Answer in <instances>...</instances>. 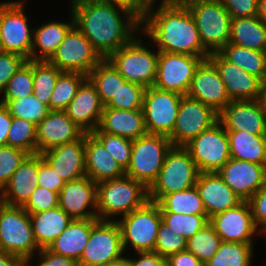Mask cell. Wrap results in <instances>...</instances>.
<instances>
[{
    "label": "cell",
    "mask_w": 266,
    "mask_h": 266,
    "mask_svg": "<svg viewBox=\"0 0 266 266\" xmlns=\"http://www.w3.org/2000/svg\"><path fill=\"white\" fill-rule=\"evenodd\" d=\"M118 8L127 17V25ZM72 15L74 25L103 59L130 43L132 33L142 24L130 10L104 0H72Z\"/></svg>",
    "instance_id": "6da1fadb"
},
{
    "label": "cell",
    "mask_w": 266,
    "mask_h": 266,
    "mask_svg": "<svg viewBox=\"0 0 266 266\" xmlns=\"http://www.w3.org/2000/svg\"><path fill=\"white\" fill-rule=\"evenodd\" d=\"M154 0L141 23L144 33L158 44V51L208 57V52L200 40L194 18L187 6H174L161 3L151 12Z\"/></svg>",
    "instance_id": "7a4b0ae2"
},
{
    "label": "cell",
    "mask_w": 266,
    "mask_h": 266,
    "mask_svg": "<svg viewBox=\"0 0 266 266\" xmlns=\"http://www.w3.org/2000/svg\"><path fill=\"white\" fill-rule=\"evenodd\" d=\"M148 188L124 175L97 184V218L108 221L111 215L131 213L148 201Z\"/></svg>",
    "instance_id": "3957f363"
},
{
    "label": "cell",
    "mask_w": 266,
    "mask_h": 266,
    "mask_svg": "<svg viewBox=\"0 0 266 266\" xmlns=\"http://www.w3.org/2000/svg\"><path fill=\"white\" fill-rule=\"evenodd\" d=\"M199 173L189 151L184 146H173L157 179L148 188L149 201L158 203L167 194L194 187Z\"/></svg>",
    "instance_id": "277c9868"
},
{
    "label": "cell",
    "mask_w": 266,
    "mask_h": 266,
    "mask_svg": "<svg viewBox=\"0 0 266 266\" xmlns=\"http://www.w3.org/2000/svg\"><path fill=\"white\" fill-rule=\"evenodd\" d=\"M40 250L34 238L29 213L23 207L0 204V251L15 255L28 264L34 250Z\"/></svg>",
    "instance_id": "5b68a950"
},
{
    "label": "cell",
    "mask_w": 266,
    "mask_h": 266,
    "mask_svg": "<svg viewBox=\"0 0 266 266\" xmlns=\"http://www.w3.org/2000/svg\"><path fill=\"white\" fill-rule=\"evenodd\" d=\"M172 147L170 139L164 135L146 134L133 140L131 160L125 175L149 188L157 179Z\"/></svg>",
    "instance_id": "8992f818"
},
{
    "label": "cell",
    "mask_w": 266,
    "mask_h": 266,
    "mask_svg": "<svg viewBox=\"0 0 266 266\" xmlns=\"http://www.w3.org/2000/svg\"><path fill=\"white\" fill-rule=\"evenodd\" d=\"M187 7L194 18L203 47L210 53L219 52L229 42L231 28V16L221 1L201 0Z\"/></svg>",
    "instance_id": "52a82bcc"
},
{
    "label": "cell",
    "mask_w": 266,
    "mask_h": 266,
    "mask_svg": "<svg viewBox=\"0 0 266 266\" xmlns=\"http://www.w3.org/2000/svg\"><path fill=\"white\" fill-rule=\"evenodd\" d=\"M106 59L126 81L144 88L154 85L158 52L154 54L149 51L141 44L140 39H133L130 43L111 53Z\"/></svg>",
    "instance_id": "ba28073f"
},
{
    "label": "cell",
    "mask_w": 266,
    "mask_h": 266,
    "mask_svg": "<svg viewBox=\"0 0 266 266\" xmlns=\"http://www.w3.org/2000/svg\"><path fill=\"white\" fill-rule=\"evenodd\" d=\"M161 221L159 204L149 200L116 221L120 227L123 249L130 243L136 252L154 251Z\"/></svg>",
    "instance_id": "9c48e42d"
},
{
    "label": "cell",
    "mask_w": 266,
    "mask_h": 266,
    "mask_svg": "<svg viewBox=\"0 0 266 266\" xmlns=\"http://www.w3.org/2000/svg\"><path fill=\"white\" fill-rule=\"evenodd\" d=\"M184 147L189 151L200 173L218 172L231 158L229 139L219 121Z\"/></svg>",
    "instance_id": "30bf717a"
},
{
    "label": "cell",
    "mask_w": 266,
    "mask_h": 266,
    "mask_svg": "<svg viewBox=\"0 0 266 266\" xmlns=\"http://www.w3.org/2000/svg\"><path fill=\"white\" fill-rule=\"evenodd\" d=\"M205 59L208 57L158 51L153 86L159 90L187 95L194 73Z\"/></svg>",
    "instance_id": "8fae6325"
},
{
    "label": "cell",
    "mask_w": 266,
    "mask_h": 266,
    "mask_svg": "<svg viewBox=\"0 0 266 266\" xmlns=\"http://www.w3.org/2000/svg\"><path fill=\"white\" fill-rule=\"evenodd\" d=\"M102 60L89 40L74 25L48 62L62 72H77L88 76Z\"/></svg>",
    "instance_id": "7c38bea8"
},
{
    "label": "cell",
    "mask_w": 266,
    "mask_h": 266,
    "mask_svg": "<svg viewBox=\"0 0 266 266\" xmlns=\"http://www.w3.org/2000/svg\"><path fill=\"white\" fill-rule=\"evenodd\" d=\"M182 95L163 91L151 86L145 89L143 113L148 134H172L176 123Z\"/></svg>",
    "instance_id": "4fadbf2b"
},
{
    "label": "cell",
    "mask_w": 266,
    "mask_h": 266,
    "mask_svg": "<svg viewBox=\"0 0 266 266\" xmlns=\"http://www.w3.org/2000/svg\"><path fill=\"white\" fill-rule=\"evenodd\" d=\"M121 231L116 221L99 220L91 229L90 238L77 262L78 266H97L123 258Z\"/></svg>",
    "instance_id": "5bb4252c"
},
{
    "label": "cell",
    "mask_w": 266,
    "mask_h": 266,
    "mask_svg": "<svg viewBox=\"0 0 266 266\" xmlns=\"http://www.w3.org/2000/svg\"><path fill=\"white\" fill-rule=\"evenodd\" d=\"M23 4L6 2L0 9V51L17 53L30 60L34 30H29Z\"/></svg>",
    "instance_id": "9a60e30c"
},
{
    "label": "cell",
    "mask_w": 266,
    "mask_h": 266,
    "mask_svg": "<svg viewBox=\"0 0 266 266\" xmlns=\"http://www.w3.org/2000/svg\"><path fill=\"white\" fill-rule=\"evenodd\" d=\"M218 121V113L210 106L182 96L172 134L168 137L173 146H185L201 132Z\"/></svg>",
    "instance_id": "2e32d148"
},
{
    "label": "cell",
    "mask_w": 266,
    "mask_h": 266,
    "mask_svg": "<svg viewBox=\"0 0 266 266\" xmlns=\"http://www.w3.org/2000/svg\"><path fill=\"white\" fill-rule=\"evenodd\" d=\"M226 131L266 135V104L263 99L231 101L218 114Z\"/></svg>",
    "instance_id": "e0dca14e"
},
{
    "label": "cell",
    "mask_w": 266,
    "mask_h": 266,
    "mask_svg": "<svg viewBox=\"0 0 266 266\" xmlns=\"http://www.w3.org/2000/svg\"><path fill=\"white\" fill-rule=\"evenodd\" d=\"M208 59L217 68L231 101L258 100L264 96V82L235 64L227 61L219 52Z\"/></svg>",
    "instance_id": "ac0fdd59"
},
{
    "label": "cell",
    "mask_w": 266,
    "mask_h": 266,
    "mask_svg": "<svg viewBox=\"0 0 266 266\" xmlns=\"http://www.w3.org/2000/svg\"><path fill=\"white\" fill-rule=\"evenodd\" d=\"M187 96L210 106L218 114L231 102L217 68L209 59L197 67Z\"/></svg>",
    "instance_id": "d6986e66"
},
{
    "label": "cell",
    "mask_w": 266,
    "mask_h": 266,
    "mask_svg": "<svg viewBox=\"0 0 266 266\" xmlns=\"http://www.w3.org/2000/svg\"><path fill=\"white\" fill-rule=\"evenodd\" d=\"M242 200L248 201L266 182V165L230 158L217 172Z\"/></svg>",
    "instance_id": "ffe728a7"
},
{
    "label": "cell",
    "mask_w": 266,
    "mask_h": 266,
    "mask_svg": "<svg viewBox=\"0 0 266 266\" xmlns=\"http://www.w3.org/2000/svg\"><path fill=\"white\" fill-rule=\"evenodd\" d=\"M209 224L225 242L252 244L257 230L248 201L210 217Z\"/></svg>",
    "instance_id": "44dd1931"
},
{
    "label": "cell",
    "mask_w": 266,
    "mask_h": 266,
    "mask_svg": "<svg viewBox=\"0 0 266 266\" xmlns=\"http://www.w3.org/2000/svg\"><path fill=\"white\" fill-rule=\"evenodd\" d=\"M40 156L65 182L85 177V133L73 142L40 153Z\"/></svg>",
    "instance_id": "7402d4cb"
},
{
    "label": "cell",
    "mask_w": 266,
    "mask_h": 266,
    "mask_svg": "<svg viewBox=\"0 0 266 266\" xmlns=\"http://www.w3.org/2000/svg\"><path fill=\"white\" fill-rule=\"evenodd\" d=\"M104 107L96 87L87 77L64 111L84 133H92L99 127Z\"/></svg>",
    "instance_id": "603a6c76"
},
{
    "label": "cell",
    "mask_w": 266,
    "mask_h": 266,
    "mask_svg": "<svg viewBox=\"0 0 266 266\" xmlns=\"http://www.w3.org/2000/svg\"><path fill=\"white\" fill-rule=\"evenodd\" d=\"M83 134L64 110H50L36 126L37 153L73 142Z\"/></svg>",
    "instance_id": "cb8c5ba5"
},
{
    "label": "cell",
    "mask_w": 266,
    "mask_h": 266,
    "mask_svg": "<svg viewBox=\"0 0 266 266\" xmlns=\"http://www.w3.org/2000/svg\"><path fill=\"white\" fill-rule=\"evenodd\" d=\"M59 207L72 219L97 218V211H85L92 205L97 208V184L88 176L65 182L58 195Z\"/></svg>",
    "instance_id": "d4e9b609"
},
{
    "label": "cell",
    "mask_w": 266,
    "mask_h": 266,
    "mask_svg": "<svg viewBox=\"0 0 266 266\" xmlns=\"http://www.w3.org/2000/svg\"><path fill=\"white\" fill-rule=\"evenodd\" d=\"M195 186L208 218L242 202L217 172L199 173Z\"/></svg>",
    "instance_id": "484cf974"
},
{
    "label": "cell",
    "mask_w": 266,
    "mask_h": 266,
    "mask_svg": "<svg viewBox=\"0 0 266 266\" xmlns=\"http://www.w3.org/2000/svg\"><path fill=\"white\" fill-rule=\"evenodd\" d=\"M38 153L28 155L1 191V202L23 207L37 187Z\"/></svg>",
    "instance_id": "4316f807"
},
{
    "label": "cell",
    "mask_w": 266,
    "mask_h": 266,
    "mask_svg": "<svg viewBox=\"0 0 266 266\" xmlns=\"http://www.w3.org/2000/svg\"><path fill=\"white\" fill-rule=\"evenodd\" d=\"M85 170L86 176L96 184L125 175V171L92 133H85Z\"/></svg>",
    "instance_id": "83f0119b"
},
{
    "label": "cell",
    "mask_w": 266,
    "mask_h": 266,
    "mask_svg": "<svg viewBox=\"0 0 266 266\" xmlns=\"http://www.w3.org/2000/svg\"><path fill=\"white\" fill-rule=\"evenodd\" d=\"M102 132L135 140L147 133L143 109L120 110L104 107L98 127Z\"/></svg>",
    "instance_id": "f1b7e54d"
},
{
    "label": "cell",
    "mask_w": 266,
    "mask_h": 266,
    "mask_svg": "<svg viewBox=\"0 0 266 266\" xmlns=\"http://www.w3.org/2000/svg\"><path fill=\"white\" fill-rule=\"evenodd\" d=\"M98 221V218L73 219L48 249L78 262L89 241L91 229Z\"/></svg>",
    "instance_id": "f546056e"
},
{
    "label": "cell",
    "mask_w": 266,
    "mask_h": 266,
    "mask_svg": "<svg viewBox=\"0 0 266 266\" xmlns=\"http://www.w3.org/2000/svg\"><path fill=\"white\" fill-rule=\"evenodd\" d=\"M29 217L34 238L40 248H48L73 220L59 206L50 210L29 214Z\"/></svg>",
    "instance_id": "4dcf8cb0"
},
{
    "label": "cell",
    "mask_w": 266,
    "mask_h": 266,
    "mask_svg": "<svg viewBox=\"0 0 266 266\" xmlns=\"http://www.w3.org/2000/svg\"><path fill=\"white\" fill-rule=\"evenodd\" d=\"M230 157L266 165V135H253L247 131H226Z\"/></svg>",
    "instance_id": "1f68e13d"
},
{
    "label": "cell",
    "mask_w": 266,
    "mask_h": 266,
    "mask_svg": "<svg viewBox=\"0 0 266 266\" xmlns=\"http://www.w3.org/2000/svg\"><path fill=\"white\" fill-rule=\"evenodd\" d=\"M228 43L251 50L266 51V26L258 16L231 19Z\"/></svg>",
    "instance_id": "d6a6232c"
},
{
    "label": "cell",
    "mask_w": 266,
    "mask_h": 266,
    "mask_svg": "<svg viewBox=\"0 0 266 266\" xmlns=\"http://www.w3.org/2000/svg\"><path fill=\"white\" fill-rule=\"evenodd\" d=\"M73 26L74 19H72L71 23L68 24L61 22L47 23L34 30L30 60L48 61ZM37 46L39 47L42 55L38 56V54H36Z\"/></svg>",
    "instance_id": "836d02e7"
},
{
    "label": "cell",
    "mask_w": 266,
    "mask_h": 266,
    "mask_svg": "<svg viewBox=\"0 0 266 266\" xmlns=\"http://www.w3.org/2000/svg\"><path fill=\"white\" fill-rule=\"evenodd\" d=\"M219 53L232 64L245 72L266 81V51L251 50L227 43Z\"/></svg>",
    "instance_id": "e575fe53"
},
{
    "label": "cell",
    "mask_w": 266,
    "mask_h": 266,
    "mask_svg": "<svg viewBox=\"0 0 266 266\" xmlns=\"http://www.w3.org/2000/svg\"><path fill=\"white\" fill-rule=\"evenodd\" d=\"M96 87L97 93L104 105L116 95L126 79L107 60L103 59L87 76Z\"/></svg>",
    "instance_id": "d590c367"
},
{
    "label": "cell",
    "mask_w": 266,
    "mask_h": 266,
    "mask_svg": "<svg viewBox=\"0 0 266 266\" xmlns=\"http://www.w3.org/2000/svg\"><path fill=\"white\" fill-rule=\"evenodd\" d=\"M160 212L187 215H206L205 208L196 186L165 195L159 202Z\"/></svg>",
    "instance_id": "8d00e7d4"
},
{
    "label": "cell",
    "mask_w": 266,
    "mask_h": 266,
    "mask_svg": "<svg viewBox=\"0 0 266 266\" xmlns=\"http://www.w3.org/2000/svg\"><path fill=\"white\" fill-rule=\"evenodd\" d=\"M252 244L222 241L215 255L203 266H250Z\"/></svg>",
    "instance_id": "74e56055"
},
{
    "label": "cell",
    "mask_w": 266,
    "mask_h": 266,
    "mask_svg": "<svg viewBox=\"0 0 266 266\" xmlns=\"http://www.w3.org/2000/svg\"><path fill=\"white\" fill-rule=\"evenodd\" d=\"M86 78L82 73L62 72L51 94L49 110H65Z\"/></svg>",
    "instance_id": "f35d334b"
},
{
    "label": "cell",
    "mask_w": 266,
    "mask_h": 266,
    "mask_svg": "<svg viewBox=\"0 0 266 266\" xmlns=\"http://www.w3.org/2000/svg\"><path fill=\"white\" fill-rule=\"evenodd\" d=\"M62 73L48 61H33V94L48 106L53 89Z\"/></svg>",
    "instance_id": "ab89813d"
},
{
    "label": "cell",
    "mask_w": 266,
    "mask_h": 266,
    "mask_svg": "<svg viewBox=\"0 0 266 266\" xmlns=\"http://www.w3.org/2000/svg\"><path fill=\"white\" fill-rule=\"evenodd\" d=\"M1 103L7 107L12 117L25 119L36 126L50 111L34 94L20 99H3Z\"/></svg>",
    "instance_id": "60d3db41"
},
{
    "label": "cell",
    "mask_w": 266,
    "mask_h": 266,
    "mask_svg": "<svg viewBox=\"0 0 266 266\" xmlns=\"http://www.w3.org/2000/svg\"><path fill=\"white\" fill-rule=\"evenodd\" d=\"M221 242L220 236L207 223L201 230L187 240L186 250L193 253L204 264L215 255Z\"/></svg>",
    "instance_id": "b9f144b4"
},
{
    "label": "cell",
    "mask_w": 266,
    "mask_h": 266,
    "mask_svg": "<svg viewBox=\"0 0 266 266\" xmlns=\"http://www.w3.org/2000/svg\"><path fill=\"white\" fill-rule=\"evenodd\" d=\"M7 145L21 149L29 155L37 154L36 125L25 119L12 117Z\"/></svg>",
    "instance_id": "7bdbcfd3"
},
{
    "label": "cell",
    "mask_w": 266,
    "mask_h": 266,
    "mask_svg": "<svg viewBox=\"0 0 266 266\" xmlns=\"http://www.w3.org/2000/svg\"><path fill=\"white\" fill-rule=\"evenodd\" d=\"M161 219L164 224L173 229L174 233L180 234L186 240L209 223L207 215H187L173 212H161Z\"/></svg>",
    "instance_id": "ee69618b"
},
{
    "label": "cell",
    "mask_w": 266,
    "mask_h": 266,
    "mask_svg": "<svg viewBox=\"0 0 266 266\" xmlns=\"http://www.w3.org/2000/svg\"><path fill=\"white\" fill-rule=\"evenodd\" d=\"M92 134L102 143L115 161L126 171L130 164L133 141L114 134L104 133L99 128Z\"/></svg>",
    "instance_id": "f6af8a7d"
},
{
    "label": "cell",
    "mask_w": 266,
    "mask_h": 266,
    "mask_svg": "<svg viewBox=\"0 0 266 266\" xmlns=\"http://www.w3.org/2000/svg\"><path fill=\"white\" fill-rule=\"evenodd\" d=\"M3 99H20L33 94V60H27L10 78Z\"/></svg>",
    "instance_id": "bcb514c9"
},
{
    "label": "cell",
    "mask_w": 266,
    "mask_h": 266,
    "mask_svg": "<svg viewBox=\"0 0 266 266\" xmlns=\"http://www.w3.org/2000/svg\"><path fill=\"white\" fill-rule=\"evenodd\" d=\"M144 87L126 81L120 86L116 95L105 105V107L120 110H139L143 109Z\"/></svg>",
    "instance_id": "7dc6e473"
},
{
    "label": "cell",
    "mask_w": 266,
    "mask_h": 266,
    "mask_svg": "<svg viewBox=\"0 0 266 266\" xmlns=\"http://www.w3.org/2000/svg\"><path fill=\"white\" fill-rule=\"evenodd\" d=\"M186 246L187 240L161 221L154 252L167 259L172 254L186 250Z\"/></svg>",
    "instance_id": "c3c4849f"
},
{
    "label": "cell",
    "mask_w": 266,
    "mask_h": 266,
    "mask_svg": "<svg viewBox=\"0 0 266 266\" xmlns=\"http://www.w3.org/2000/svg\"><path fill=\"white\" fill-rule=\"evenodd\" d=\"M28 155L27 152L8 145L0 147V192Z\"/></svg>",
    "instance_id": "681fc988"
},
{
    "label": "cell",
    "mask_w": 266,
    "mask_h": 266,
    "mask_svg": "<svg viewBox=\"0 0 266 266\" xmlns=\"http://www.w3.org/2000/svg\"><path fill=\"white\" fill-rule=\"evenodd\" d=\"M58 195L57 192L37 185L23 209L29 214L53 209L59 206Z\"/></svg>",
    "instance_id": "f907efd6"
},
{
    "label": "cell",
    "mask_w": 266,
    "mask_h": 266,
    "mask_svg": "<svg viewBox=\"0 0 266 266\" xmlns=\"http://www.w3.org/2000/svg\"><path fill=\"white\" fill-rule=\"evenodd\" d=\"M26 61L20 54L0 51V92L4 91L10 78Z\"/></svg>",
    "instance_id": "816d5d0a"
},
{
    "label": "cell",
    "mask_w": 266,
    "mask_h": 266,
    "mask_svg": "<svg viewBox=\"0 0 266 266\" xmlns=\"http://www.w3.org/2000/svg\"><path fill=\"white\" fill-rule=\"evenodd\" d=\"M64 184L65 181L42 159L38 153L37 185L59 193Z\"/></svg>",
    "instance_id": "f5cc1de1"
},
{
    "label": "cell",
    "mask_w": 266,
    "mask_h": 266,
    "mask_svg": "<svg viewBox=\"0 0 266 266\" xmlns=\"http://www.w3.org/2000/svg\"><path fill=\"white\" fill-rule=\"evenodd\" d=\"M231 19L257 16L258 0H220Z\"/></svg>",
    "instance_id": "db71d44e"
},
{
    "label": "cell",
    "mask_w": 266,
    "mask_h": 266,
    "mask_svg": "<svg viewBox=\"0 0 266 266\" xmlns=\"http://www.w3.org/2000/svg\"><path fill=\"white\" fill-rule=\"evenodd\" d=\"M254 223L262 226L261 232L266 234V182L264 185L248 200Z\"/></svg>",
    "instance_id": "11a10c76"
},
{
    "label": "cell",
    "mask_w": 266,
    "mask_h": 266,
    "mask_svg": "<svg viewBox=\"0 0 266 266\" xmlns=\"http://www.w3.org/2000/svg\"><path fill=\"white\" fill-rule=\"evenodd\" d=\"M39 254L42 258V262H40L38 266H78L75 260L55 254L48 248H41ZM26 266L29 265L26 264Z\"/></svg>",
    "instance_id": "9f6ffc18"
},
{
    "label": "cell",
    "mask_w": 266,
    "mask_h": 266,
    "mask_svg": "<svg viewBox=\"0 0 266 266\" xmlns=\"http://www.w3.org/2000/svg\"><path fill=\"white\" fill-rule=\"evenodd\" d=\"M166 266H203V263L193 253L184 250L170 255Z\"/></svg>",
    "instance_id": "6f0895ef"
},
{
    "label": "cell",
    "mask_w": 266,
    "mask_h": 266,
    "mask_svg": "<svg viewBox=\"0 0 266 266\" xmlns=\"http://www.w3.org/2000/svg\"><path fill=\"white\" fill-rule=\"evenodd\" d=\"M140 259H128L129 266H166V258L154 251L138 252Z\"/></svg>",
    "instance_id": "680465c9"
},
{
    "label": "cell",
    "mask_w": 266,
    "mask_h": 266,
    "mask_svg": "<svg viewBox=\"0 0 266 266\" xmlns=\"http://www.w3.org/2000/svg\"><path fill=\"white\" fill-rule=\"evenodd\" d=\"M104 1L122 6L133 12L140 19H142L147 13V10L152 0H104Z\"/></svg>",
    "instance_id": "91938a15"
},
{
    "label": "cell",
    "mask_w": 266,
    "mask_h": 266,
    "mask_svg": "<svg viewBox=\"0 0 266 266\" xmlns=\"http://www.w3.org/2000/svg\"><path fill=\"white\" fill-rule=\"evenodd\" d=\"M12 116L4 104H0V147L7 145Z\"/></svg>",
    "instance_id": "94428289"
},
{
    "label": "cell",
    "mask_w": 266,
    "mask_h": 266,
    "mask_svg": "<svg viewBox=\"0 0 266 266\" xmlns=\"http://www.w3.org/2000/svg\"><path fill=\"white\" fill-rule=\"evenodd\" d=\"M0 266H26V262L15 255L0 251Z\"/></svg>",
    "instance_id": "6125c7cd"
},
{
    "label": "cell",
    "mask_w": 266,
    "mask_h": 266,
    "mask_svg": "<svg viewBox=\"0 0 266 266\" xmlns=\"http://www.w3.org/2000/svg\"><path fill=\"white\" fill-rule=\"evenodd\" d=\"M257 16L260 21L266 26V0H258Z\"/></svg>",
    "instance_id": "be15d7a7"
},
{
    "label": "cell",
    "mask_w": 266,
    "mask_h": 266,
    "mask_svg": "<svg viewBox=\"0 0 266 266\" xmlns=\"http://www.w3.org/2000/svg\"><path fill=\"white\" fill-rule=\"evenodd\" d=\"M162 3L174 5V6H188L189 4L201 0H162Z\"/></svg>",
    "instance_id": "e7e4bbea"
},
{
    "label": "cell",
    "mask_w": 266,
    "mask_h": 266,
    "mask_svg": "<svg viewBox=\"0 0 266 266\" xmlns=\"http://www.w3.org/2000/svg\"><path fill=\"white\" fill-rule=\"evenodd\" d=\"M97 266H129V262L127 258L123 257L119 260Z\"/></svg>",
    "instance_id": "03108f58"
},
{
    "label": "cell",
    "mask_w": 266,
    "mask_h": 266,
    "mask_svg": "<svg viewBox=\"0 0 266 266\" xmlns=\"http://www.w3.org/2000/svg\"><path fill=\"white\" fill-rule=\"evenodd\" d=\"M263 100L266 104V81L264 82V96H263Z\"/></svg>",
    "instance_id": "003e7915"
},
{
    "label": "cell",
    "mask_w": 266,
    "mask_h": 266,
    "mask_svg": "<svg viewBox=\"0 0 266 266\" xmlns=\"http://www.w3.org/2000/svg\"><path fill=\"white\" fill-rule=\"evenodd\" d=\"M5 3H0V9L2 8V6L4 5Z\"/></svg>",
    "instance_id": "a7ac6f4b"
}]
</instances>
